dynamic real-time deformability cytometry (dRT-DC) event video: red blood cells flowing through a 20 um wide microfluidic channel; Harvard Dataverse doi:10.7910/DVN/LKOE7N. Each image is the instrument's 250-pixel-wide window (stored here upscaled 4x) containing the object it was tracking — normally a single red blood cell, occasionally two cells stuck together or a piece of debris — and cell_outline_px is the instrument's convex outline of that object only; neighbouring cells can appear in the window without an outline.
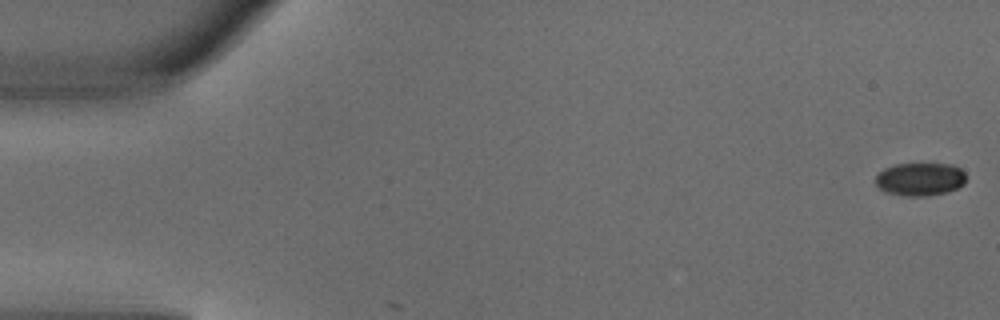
{"species": "common noctule bat (a hibernating species)", "species_latin": "Nyctalus noctula", "temperature_condition": "warm", "stored_images_in_passage": 5, "camera_frame_rate_fps": 3000, "um_per_image_px": 0.085, "animal": {"sex": "male", "body_mass_g": 18.8}, "frame": {"image": 1, "passage_image": 1, "time_ms": 0.0, "image_size_px": [1000, 320], "cell_outline_px": [[964, 184], [948, 192], [924, 196], [904, 196], [884, 192], [876, 184], [876, 176], [884, 168], [896, 164], [952, 164], [960, 168], [964, 172]], "centroid_in_image_um": [78.19, 15.23], "position_along_channel_um": 6.8, "area_um2": 17.4}}
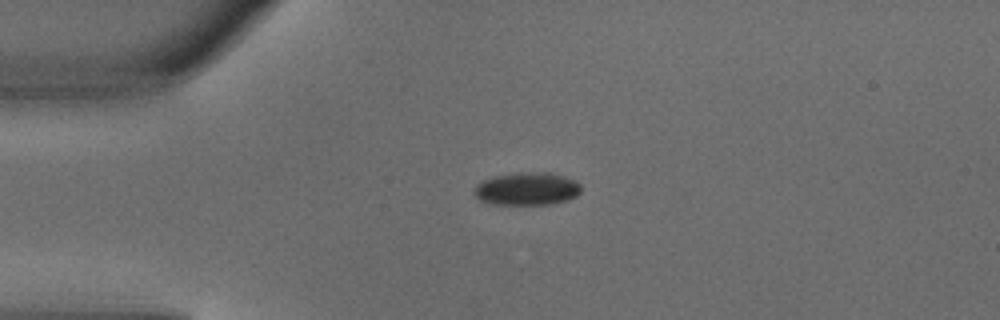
{"frame": {"image": 2, "passage_image": 4, "time_ms": 1.0, "image_size_px": [1000, 320], "cell_outline_px": [[580, 192], [576, 196], [568, 200], [552, 204], [488, 204], [480, 200], [472, 192], [476, 184], [492, 176], [520, 172], [548, 172], [564, 176], [576, 180], [580, 184]], "centroid_in_image_um": [44.78, 16.04], "position_along_channel_um": 40.2, "area_um2": 20.69}}